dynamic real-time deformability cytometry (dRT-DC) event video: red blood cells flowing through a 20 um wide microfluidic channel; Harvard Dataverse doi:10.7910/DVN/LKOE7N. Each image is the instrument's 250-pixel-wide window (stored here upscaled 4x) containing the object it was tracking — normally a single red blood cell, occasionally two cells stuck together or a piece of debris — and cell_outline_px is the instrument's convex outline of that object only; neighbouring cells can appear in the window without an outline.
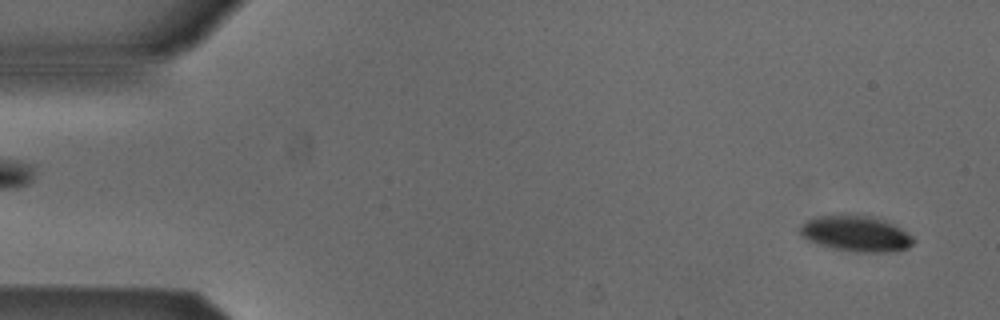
{"species": "Egyptian fruit bat (a non-hibernating species)", "species_latin": "Rousettus aegyptiacus", "temperature_condition": "cold", "stored_images_in_passage": 52, "camera_frame_rate_fps": 3000, "um_per_image_px": 0.085, "animal": {"sex": "male"}, "frame": {"image": 1, "passage_image": 2, "time_ms": 0.333, "image_size_px": [1000, 320], "cell_outline_px": [[916, 240], [908, 248], [892, 252], [852, 252], [832, 248], [816, 244], [800, 236], [800, 224], [816, 216], [876, 216], [900, 228], [912, 236]], "centroid_in_image_um": [72.75, 19.88], "position_along_channel_um": 12.2, "area_um2": 23.58}}
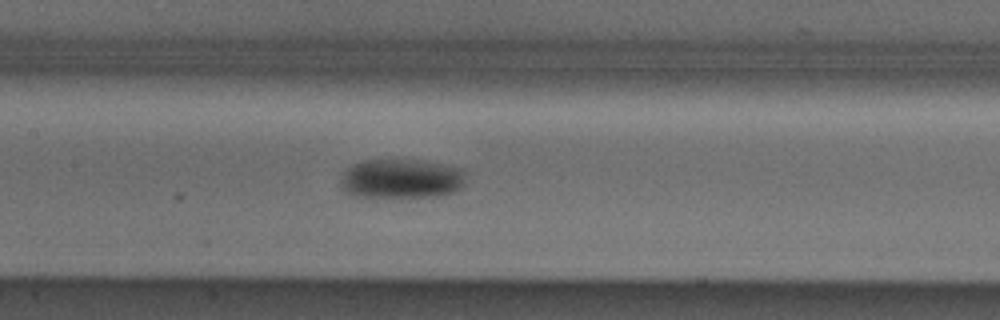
{"frame": {"image": 2, "passage_image": 24, "time_ms": 7.667, "image_size_px": [1000, 320], "cell_outline_px": [[464, 188], [456, 192], [444, 196], [352, 196], [340, 184], [340, 180], [344, 172], [352, 164], [364, 160], [420, 160], [460, 168], [464, 172]], "centroid_in_image_um": [34.15, 15.19], "position_along_channel_um": 173.2, "area_um2": 28.67}}
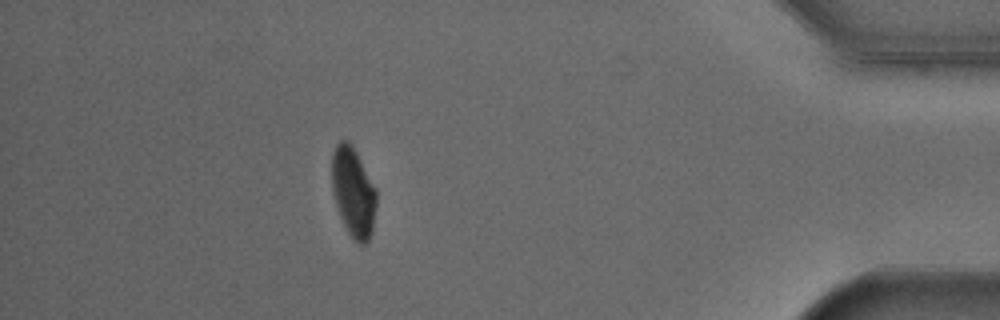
{"frame": {"image": 3, "passage_image": 46, "time_ms": 15.0, "image_size_px": [1000, 320], "cell_outline_px": [[376, 204], [372, 232], [368, 240], [364, 244], [356, 244], [352, 240], [340, 216], [332, 192], [332, 152], [336, 144], [340, 140], [348, 140], [352, 144], [376, 188]], "centroid_in_image_um": [30.02, 16.33], "position_along_channel_um": 405.2, "area_um2": 23.41}, "authors_computed_cell_mechanics": {"area_um2": 25.8655, "velocity_mm_per_s": 3.8523, "shape_relaxation_time_tau1_ms": 2.7561, "shape_relaxation_time_tau2_ms": null, "deformation_change_tau1": 0.1177, "deformation_change_tau2": null}}